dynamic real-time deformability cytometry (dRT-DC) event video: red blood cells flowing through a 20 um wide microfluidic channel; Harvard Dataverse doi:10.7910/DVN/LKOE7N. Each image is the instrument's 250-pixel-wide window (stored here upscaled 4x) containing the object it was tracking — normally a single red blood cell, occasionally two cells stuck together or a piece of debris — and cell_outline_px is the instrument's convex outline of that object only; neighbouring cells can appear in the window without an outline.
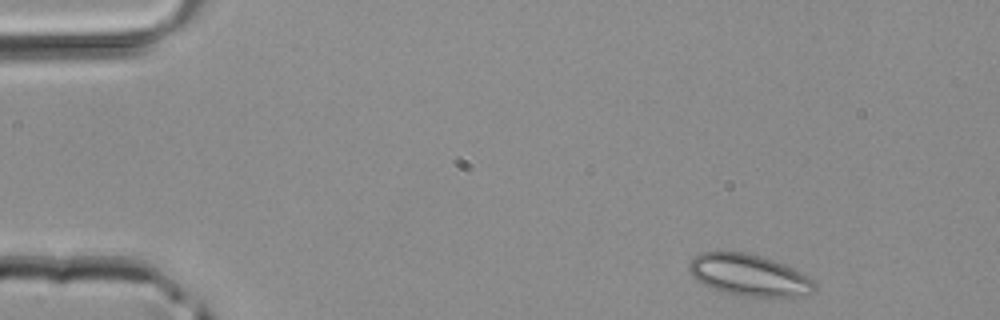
{"species": "common noctule bat (a hibernating species)", "species_latin": "Nyctalus noctula", "temperature_condition": "room temperature", "stored_images_in_passage": 3, "camera_frame_rate_fps": 3000, "um_per_image_px": 0.085, "animal": {"sex": "male", "body_mass_g": 20.4}, "frame": {"image": 1, "passage_image": 1, "time_ms": 0.0, "image_size_px": [1000, 320], "cell_outline_px": [[816, 288], [812, 292], [792, 296], [736, 296], [712, 288], [696, 280], [692, 276], [688, 268], [688, 264], [700, 252], [748, 252], [784, 264], [792, 268], [812, 280], [816, 284]], "centroid_in_image_um": [63.61, 23.38], "position_along_channel_um": 21.4, "area_um2": 30.0}}